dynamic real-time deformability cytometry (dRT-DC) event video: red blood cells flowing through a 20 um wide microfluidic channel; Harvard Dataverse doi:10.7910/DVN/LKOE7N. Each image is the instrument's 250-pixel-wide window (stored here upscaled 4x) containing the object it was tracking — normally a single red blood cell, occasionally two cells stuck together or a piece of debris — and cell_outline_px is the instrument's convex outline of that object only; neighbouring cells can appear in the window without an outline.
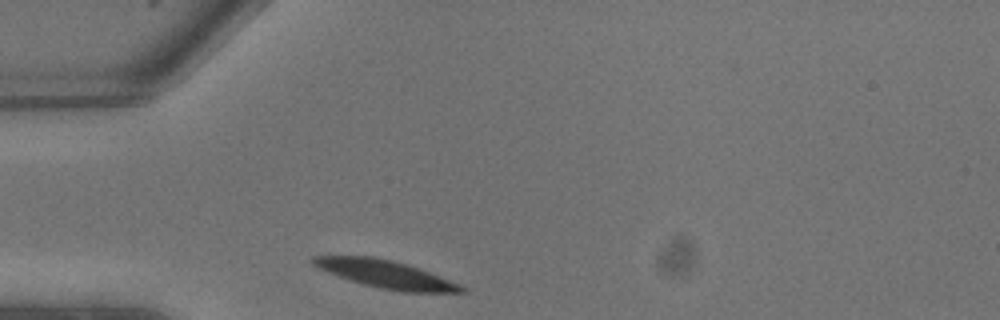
{"species": "common noctule bat (a hibernating species)", "species_latin": "Nyctalus noctula", "temperature_condition": "warm", "stored_images_in_passage": 3, "camera_frame_rate_fps": 3000, "um_per_image_px": 0.085, "animal": {"sex": "male", "body_mass_g": 13.3}, "frame": {"image": 1, "passage_image": 1, "time_ms": 0.0, "image_size_px": [1000, 320], "cell_outline_px": [[468, 288], [464, 292], [404, 292], [380, 288], [364, 284], [328, 272], [312, 264], [308, 260], [312, 256], [372, 256], [392, 260], [428, 272], [460, 284]], "centroid_in_image_um": [32.77, 23.3], "position_along_channel_um": 52.2, "area_um2": 23.47}}